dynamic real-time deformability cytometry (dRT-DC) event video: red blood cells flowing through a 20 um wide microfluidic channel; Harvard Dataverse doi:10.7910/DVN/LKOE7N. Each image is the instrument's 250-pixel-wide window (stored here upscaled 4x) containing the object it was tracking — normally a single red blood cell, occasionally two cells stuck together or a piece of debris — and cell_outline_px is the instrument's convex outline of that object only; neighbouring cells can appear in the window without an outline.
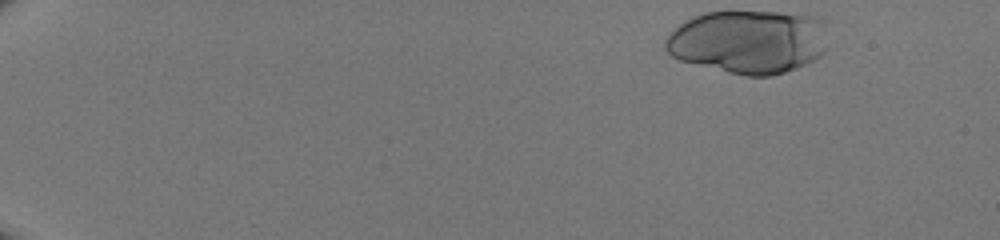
{"species": "human", "species_latin": "Homo sapiens", "temperature_condition": "room temperature", "stored_images_in_passage": 44, "camera_frame_rate_fps": 3000, "um_per_image_px": 0.085, "donor": {"sex": "male"}, "frame": {"image": 1, "passage_image": 1, "time_ms": 0.0, "image_size_px": [1000, 240], "cell_outline_px": [[828, 48], [820, 56], [796, 68], [772, 76], [744, 76], [680, 60], [672, 56], [664, 48], [664, 40], [684, 20], [692, 16], [704, 12], [780, 12], [820, 16], [824, 24]], "centroid_in_image_um": [63.64, 3.53], "position_along_channel_um": 21.4, "area_um2": 60.57}}
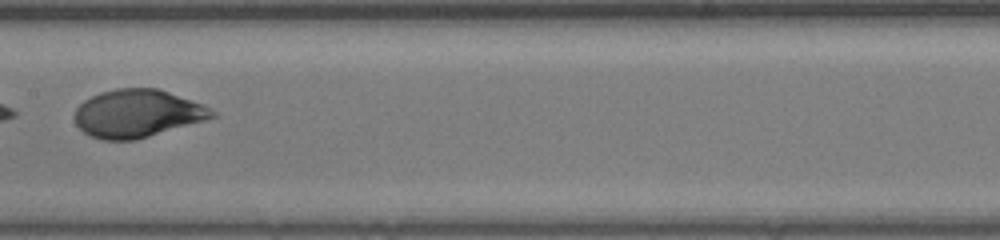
{"frame": {"image": 2, "passage_image": 25, "time_ms": 8.0, "image_size_px": [1000, 240], "cell_outline_px": [[216, 116], [204, 120], [136, 140], [100, 140], [84, 132], [76, 124], [76, 108], [84, 100], [100, 92], [116, 88], [156, 88], [204, 104], [212, 108], [216, 112]], "centroid_in_image_um": [11.68, 9.64], "position_along_channel_um": 195.7, "area_um2": 38.09}}
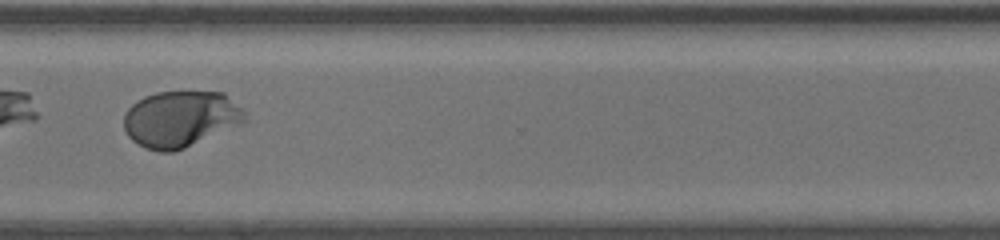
{"frame": {"image": 3, "passage_image": 36, "time_ms": 11.667, "image_size_px": [1000, 240], "cell_outline_px": [[248, 120], [244, 124], [184, 148], [172, 152], [160, 152], [144, 148], [132, 140], [128, 136], [124, 128], [124, 116], [128, 108], [132, 104], [144, 96], [156, 92], [224, 92], [244, 108], [248, 112]], "centroid_in_image_um": [15.41, 10.11], "position_along_channel_um": 355.2, "area_um2": 40.34}}